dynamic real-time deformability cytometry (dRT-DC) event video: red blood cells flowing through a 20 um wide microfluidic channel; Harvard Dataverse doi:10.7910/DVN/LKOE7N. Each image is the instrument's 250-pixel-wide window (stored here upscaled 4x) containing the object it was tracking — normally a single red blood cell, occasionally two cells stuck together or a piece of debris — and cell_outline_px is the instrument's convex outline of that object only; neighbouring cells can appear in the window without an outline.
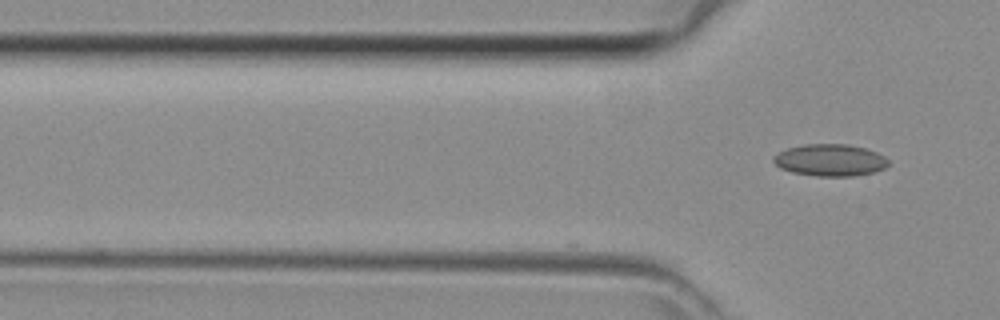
{"species": "common noctule bat (a hibernating species)", "species_latin": "Nyctalus noctula", "temperature_condition": "room temperature", "stored_images_in_passage": 12, "camera_frame_rate_fps": 3000, "um_per_image_px": 0.085, "animal": {"sex": "female", "body_mass_g": 29.2, "forearm_length_mm": 56.3}, "frame": {"image": 1, "passage_image": 12, "time_ms": 3.667, "image_size_px": [1000, 320], "cell_outline_px": [[888, 164], [884, 168], [872, 172], [852, 176], [816, 176], [792, 172], [780, 168], [772, 160], [772, 156], [788, 148], [804, 144], [848, 144], [864, 148], [876, 152], [884, 156], [888, 160]], "centroid_in_image_um": [70.53, 13.61], "position_along_channel_um": 55.3, "area_um2": 21.27}}